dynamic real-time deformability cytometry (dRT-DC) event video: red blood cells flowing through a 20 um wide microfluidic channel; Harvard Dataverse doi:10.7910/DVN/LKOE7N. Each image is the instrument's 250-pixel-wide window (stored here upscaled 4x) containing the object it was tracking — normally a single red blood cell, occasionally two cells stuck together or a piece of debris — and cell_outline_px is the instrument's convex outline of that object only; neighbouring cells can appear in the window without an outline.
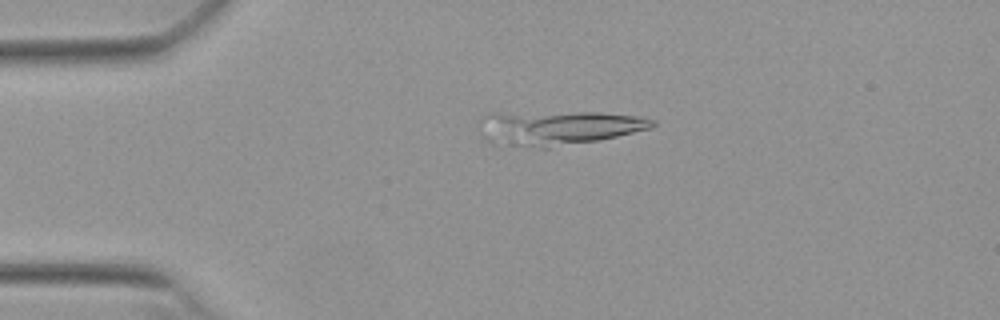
{"species": "Egyptian fruit bat (a non-hibernating species)", "species_latin": "Rousettus aegyptiacus", "temperature_condition": "warm", "stored_images_in_passage": 8, "segment_of_instrument_passage": [1, 2], "camera_frame_rate_fps": 3000, "um_per_image_px": 0.085, "animal": {"sex": "female"}, "frame": {"image": 1, "passage_image": 3, "time_ms": 0.667, "image_size_px": [1000, 320], "cell_outline_px": [[656, 124], [652, 128], [616, 136], [596, 140], [548, 148], [540, 148], [512, 144], [480, 120], [484, 116], [580, 112], [596, 112], [636, 116], [656, 120]], "centroid_in_image_um": [47.95, 10.84], "position_along_channel_um": 37.1, "area_um2": 31.04}}